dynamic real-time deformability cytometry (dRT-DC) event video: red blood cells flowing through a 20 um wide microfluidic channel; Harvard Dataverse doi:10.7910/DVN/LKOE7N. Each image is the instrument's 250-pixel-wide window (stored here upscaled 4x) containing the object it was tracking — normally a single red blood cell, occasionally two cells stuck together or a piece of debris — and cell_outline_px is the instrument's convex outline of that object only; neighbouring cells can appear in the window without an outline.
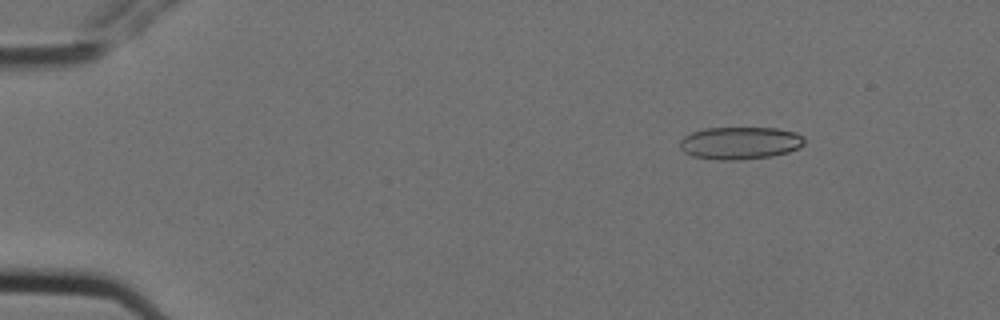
{"species": "Egyptian fruit bat (a non-hibernating species)", "species_latin": "Rousettus aegyptiacus", "temperature_condition": "cold", "stored_images_in_passage": 4, "camera_frame_rate_fps": 3000, "um_per_image_px": 0.085, "animal": {"sex": "female"}, "frame": {"image": 1, "passage_image": 1, "time_ms": 0.0, "image_size_px": [1000, 320], "cell_outline_px": [[804, 144], [800, 148], [788, 152], [772, 156], [740, 160], [720, 160], [692, 156], [684, 152], [680, 148], [680, 140], [684, 136], [692, 132], [704, 128], [776, 128], [796, 132], [804, 136]], "centroid_in_image_um": [62.92, 12.16], "position_along_channel_um": 22.1, "area_um2": 23.76}}
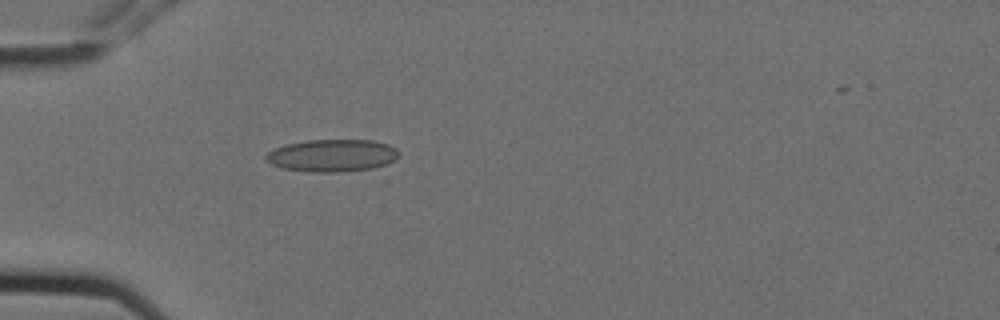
{"frame": {"image": 2, "passage_image": 4, "time_ms": 1.0, "image_size_px": [1000, 320], "cell_outline_px": [[400, 156], [396, 160], [388, 164], [372, 168], [344, 172], [308, 172], [284, 168], [272, 164], [264, 160], [264, 156], [268, 152], [276, 148], [288, 144], [308, 140], [372, 140], [388, 144], [396, 148], [400, 152]], "centroid_in_image_um": [28.28, 13.22], "position_along_channel_um": 56.7, "area_um2": 25.26}}